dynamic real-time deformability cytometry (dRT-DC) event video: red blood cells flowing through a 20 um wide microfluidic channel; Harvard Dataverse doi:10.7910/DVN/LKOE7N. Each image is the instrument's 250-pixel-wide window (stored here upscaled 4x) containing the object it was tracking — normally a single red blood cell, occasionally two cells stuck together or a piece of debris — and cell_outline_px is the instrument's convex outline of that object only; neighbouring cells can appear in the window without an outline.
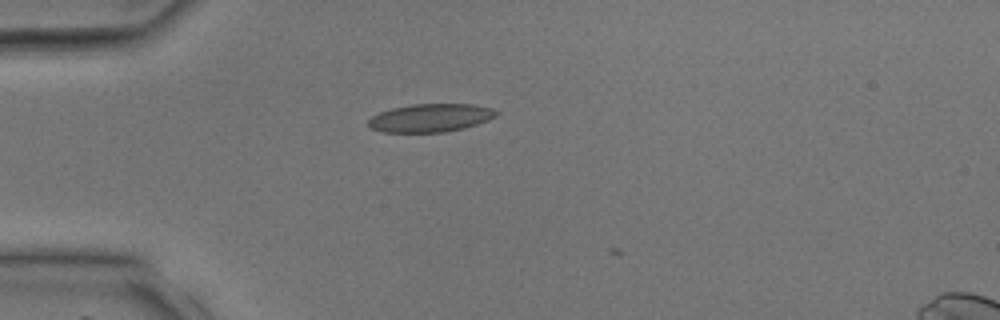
{"species": "common noctule bat (a hibernating species)", "species_latin": "Nyctalus noctula", "temperature_condition": "room temperature", "stored_images_in_passage": 2, "camera_frame_rate_fps": 3000, "um_per_image_px": 0.085, "animal": {"sex": "male", "body_mass_g": 17.9, "forearm_length_mm": 54.2}, "frame": {"image": 1, "passage_image": 1, "time_ms": 0.0, "image_size_px": [1000, 320], "cell_outline_px": [[500, 112], [496, 116], [488, 120], [464, 128], [444, 132], [384, 132], [372, 128], [368, 124], [368, 120], [372, 116], [380, 112], [392, 108], [412, 104], [472, 104], [492, 108]], "centroid_in_image_um": [36.61, 10.01], "position_along_channel_um": 48.4, "area_um2": 20.92}}